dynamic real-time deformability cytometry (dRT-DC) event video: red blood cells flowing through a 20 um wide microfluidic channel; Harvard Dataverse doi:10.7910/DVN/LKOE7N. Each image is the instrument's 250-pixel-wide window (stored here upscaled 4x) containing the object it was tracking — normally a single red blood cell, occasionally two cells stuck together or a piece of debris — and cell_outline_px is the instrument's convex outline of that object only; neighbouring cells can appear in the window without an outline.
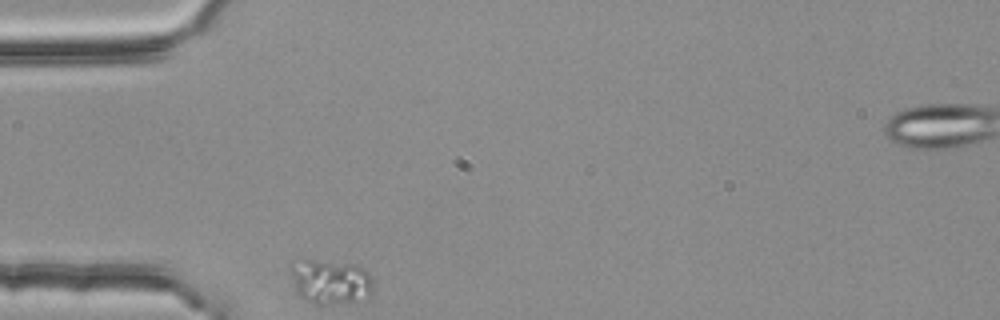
{"species": "common noctule bat (a hibernating species)", "species_latin": "Nyctalus noctula", "temperature_condition": "room temperature", "stored_images_in_passage": 2, "segment_of_instrument_passage": [1, 2], "camera_frame_rate_fps": 3000, "um_per_image_px": 0.085, "animal": {"sex": "female", "body_mass_g": 25.1}, "frame": {"image": 1, "passage_image": 1, "time_ms": 0.0, "image_size_px": [1000, 320], "cell_outline_px": [[372, 292], [368, 296], [352, 300], [328, 304], [316, 304], [304, 300], [296, 292], [288, 264], [304, 260], [312, 260], [352, 264], [364, 268], [372, 276]], "centroid_in_image_um": [28.05, 23.93], "position_along_channel_um": 56.9, "area_um2": 21.21}}